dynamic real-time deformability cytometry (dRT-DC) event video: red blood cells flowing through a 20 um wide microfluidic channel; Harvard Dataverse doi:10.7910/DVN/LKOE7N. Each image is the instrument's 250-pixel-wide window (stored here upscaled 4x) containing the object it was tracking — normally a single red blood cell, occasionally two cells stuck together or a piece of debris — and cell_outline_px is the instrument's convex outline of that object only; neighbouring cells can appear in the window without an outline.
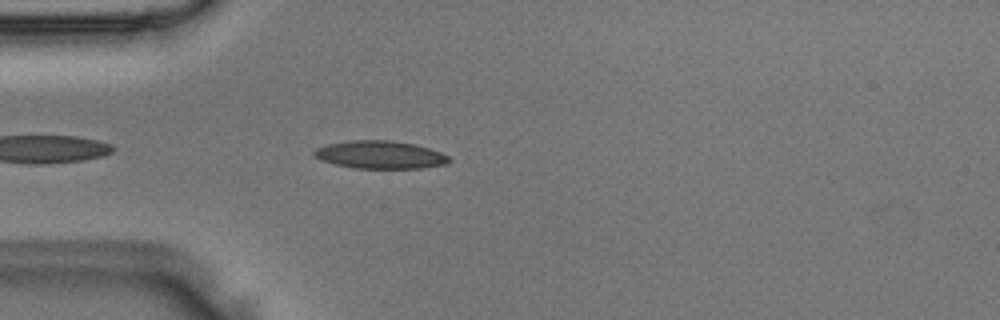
{"species": "Egyptian fruit bat (a non-hibernating species)", "species_latin": "Rousettus aegyptiacus", "temperature_condition": "room temperature", "stored_images_in_passage": 15, "camera_frame_rate_fps": 3000, "um_per_image_px": 0.085, "animal": {"sex": "male"}, "frame": {"image": 1, "passage_image": 3, "time_ms": 0.667, "image_size_px": [1000, 320], "cell_outline_px": [[452, 160], [448, 164], [420, 168], [352, 168], [320, 160], [312, 156], [312, 152], [316, 148], [328, 144], [348, 140], [388, 140], [416, 144], [440, 152], [448, 156]], "centroid_in_image_um": [32.29, 13.15], "position_along_channel_um": 52.7, "area_um2": 22.02}}
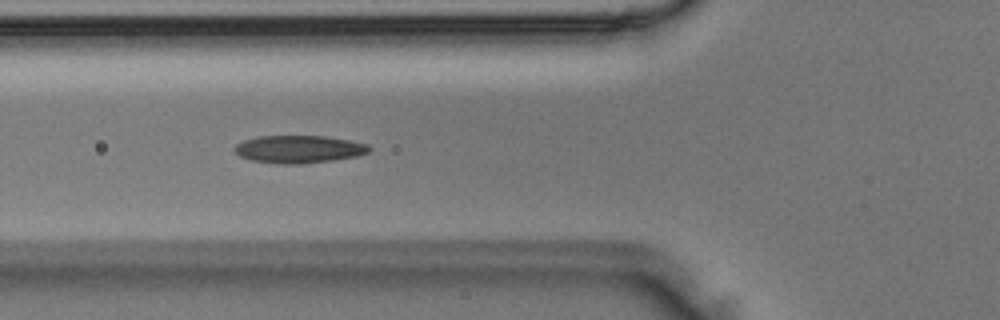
{"frame": {"image": 2, "passage_image": 7, "time_ms": 2.0, "image_size_px": [1000, 320], "cell_outline_px": [[372, 148], [368, 152], [356, 156], [332, 160], [304, 164], [280, 164], [252, 160], [240, 156], [232, 148], [236, 144], [244, 140], [256, 136], [324, 136], [348, 140], [368, 144]], "centroid_in_image_um": [25.38, 12.68], "position_along_channel_um": 100.4, "area_um2": 21.68}}
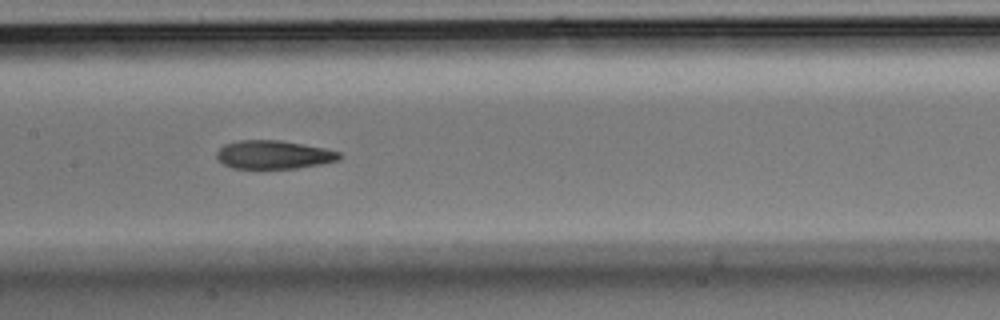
{"frame": {"image": 3, "passage_image": 13, "time_ms": 4.0, "image_size_px": [1000, 320], "cell_outline_px": [[344, 156], [340, 160], [324, 164], [296, 168], [232, 168], [224, 164], [216, 156], [216, 152], [224, 144], [236, 140], [280, 140], [324, 148], [340, 152]], "centroid_in_image_um": [23.3, 13.14], "position_along_channel_um": 184.1, "area_um2": 20.46}}